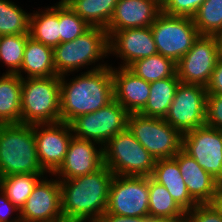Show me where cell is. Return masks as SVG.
Listing matches in <instances>:
<instances>
[{"mask_svg": "<svg viewBox=\"0 0 222 222\" xmlns=\"http://www.w3.org/2000/svg\"><path fill=\"white\" fill-rule=\"evenodd\" d=\"M113 177L103 165L93 173L59 180L64 222L97 221L106 212Z\"/></svg>", "mask_w": 222, "mask_h": 222, "instance_id": "cell-1", "label": "cell"}, {"mask_svg": "<svg viewBox=\"0 0 222 222\" xmlns=\"http://www.w3.org/2000/svg\"><path fill=\"white\" fill-rule=\"evenodd\" d=\"M65 76L69 75L60 76L61 122L69 124L76 117L95 112L114 100L111 65L86 71L70 81Z\"/></svg>", "mask_w": 222, "mask_h": 222, "instance_id": "cell-2", "label": "cell"}, {"mask_svg": "<svg viewBox=\"0 0 222 222\" xmlns=\"http://www.w3.org/2000/svg\"><path fill=\"white\" fill-rule=\"evenodd\" d=\"M23 173L46 174L38 159L34 124H0V177Z\"/></svg>", "mask_w": 222, "mask_h": 222, "instance_id": "cell-3", "label": "cell"}, {"mask_svg": "<svg viewBox=\"0 0 222 222\" xmlns=\"http://www.w3.org/2000/svg\"><path fill=\"white\" fill-rule=\"evenodd\" d=\"M108 35L106 29L100 27H90L86 32L76 39L60 43L53 49L54 67L56 74L61 76L68 73H74L90 66L94 67L88 71L105 68L109 64H97L99 60L108 56ZM96 65V66H95ZM79 69V70H78Z\"/></svg>", "mask_w": 222, "mask_h": 222, "instance_id": "cell-4", "label": "cell"}, {"mask_svg": "<svg viewBox=\"0 0 222 222\" xmlns=\"http://www.w3.org/2000/svg\"><path fill=\"white\" fill-rule=\"evenodd\" d=\"M60 76L22 78L21 123L61 122Z\"/></svg>", "mask_w": 222, "mask_h": 222, "instance_id": "cell-5", "label": "cell"}, {"mask_svg": "<svg viewBox=\"0 0 222 222\" xmlns=\"http://www.w3.org/2000/svg\"><path fill=\"white\" fill-rule=\"evenodd\" d=\"M104 165L122 176H151L156 160L128 128L112 137L104 146Z\"/></svg>", "mask_w": 222, "mask_h": 222, "instance_id": "cell-6", "label": "cell"}, {"mask_svg": "<svg viewBox=\"0 0 222 222\" xmlns=\"http://www.w3.org/2000/svg\"><path fill=\"white\" fill-rule=\"evenodd\" d=\"M127 128L155 160L173 158L182 149V134L164 118L132 113Z\"/></svg>", "mask_w": 222, "mask_h": 222, "instance_id": "cell-7", "label": "cell"}, {"mask_svg": "<svg viewBox=\"0 0 222 222\" xmlns=\"http://www.w3.org/2000/svg\"><path fill=\"white\" fill-rule=\"evenodd\" d=\"M158 54L177 63L191 48L199 33L192 17L161 12L150 26Z\"/></svg>", "mask_w": 222, "mask_h": 222, "instance_id": "cell-8", "label": "cell"}, {"mask_svg": "<svg viewBox=\"0 0 222 222\" xmlns=\"http://www.w3.org/2000/svg\"><path fill=\"white\" fill-rule=\"evenodd\" d=\"M128 116L127 110L113 100L95 112L76 117L69 124L74 137L95 141L104 146L127 128Z\"/></svg>", "mask_w": 222, "mask_h": 222, "instance_id": "cell-9", "label": "cell"}, {"mask_svg": "<svg viewBox=\"0 0 222 222\" xmlns=\"http://www.w3.org/2000/svg\"><path fill=\"white\" fill-rule=\"evenodd\" d=\"M149 177L114 175L109 187L106 213L149 217Z\"/></svg>", "mask_w": 222, "mask_h": 222, "instance_id": "cell-10", "label": "cell"}, {"mask_svg": "<svg viewBox=\"0 0 222 222\" xmlns=\"http://www.w3.org/2000/svg\"><path fill=\"white\" fill-rule=\"evenodd\" d=\"M207 89L180 82L164 120L182 135L206 124Z\"/></svg>", "mask_w": 222, "mask_h": 222, "instance_id": "cell-11", "label": "cell"}, {"mask_svg": "<svg viewBox=\"0 0 222 222\" xmlns=\"http://www.w3.org/2000/svg\"><path fill=\"white\" fill-rule=\"evenodd\" d=\"M220 59L217 36L199 35L192 48L176 63L180 82L207 87Z\"/></svg>", "mask_w": 222, "mask_h": 222, "instance_id": "cell-12", "label": "cell"}, {"mask_svg": "<svg viewBox=\"0 0 222 222\" xmlns=\"http://www.w3.org/2000/svg\"><path fill=\"white\" fill-rule=\"evenodd\" d=\"M182 150L222 184V131L208 125L182 135Z\"/></svg>", "mask_w": 222, "mask_h": 222, "instance_id": "cell-13", "label": "cell"}, {"mask_svg": "<svg viewBox=\"0 0 222 222\" xmlns=\"http://www.w3.org/2000/svg\"><path fill=\"white\" fill-rule=\"evenodd\" d=\"M37 154L41 167L49 175L62 164L73 137L66 122L34 124Z\"/></svg>", "mask_w": 222, "mask_h": 222, "instance_id": "cell-14", "label": "cell"}, {"mask_svg": "<svg viewBox=\"0 0 222 222\" xmlns=\"http://www.w3.org/2000/svg\"><path fill=\"white\" fill-rule=\"evenodd\" d=\"M19 216L21 222H64L59 180L43 177L34 187Z\"/></svg>", "mask_w": 222, "mask_h": 222, "instance_id": "cell-15", "label": "cell"}, {"mask_svg": "<svg viewBox=\"0 0 222 222\" xmlns=\"http://www.w3.org/2000/svg\"><path fill=\"white\" fill-rule=\"evenodd\" d=\"M103 165L104 153L101 144L73 136L62 164L52 175L58 180H69L93 173Z\"/></svg>", "mask_w": 222, "mask_h": 222, "instance_id": "cell-16", "label": "cell"}, {"mask_svg": "<svg viewBox=\"0 0 222 222\" xmlns=\"http://www.w3.org/2000/svg\"><path fill=\"white\" fill-rule=\"evenodd\" d=\"M108 46L109 56L123 60L119 67H129L136 60L158 54L150 26L116 31L108 38Z\"/></svg>", "mask_w": 222, "mask_h": 222, "instance_id": "cell-17", "label": "cell"}, {"mask_svg": "<svg viewBox=\"0 0 222 222\" xmlns=\"http://www.w3.org/2000/svg\"><path fill=\"white\" fill-rule=\"evenodd\" d=\"M162 12L157 0H118L106 28L108 38L116 31L149 27Z\"/></svg>", "mask_w": 222, "mask_h": 222, "instance_id": "cell-18", "label": "cell"}, {"mask_svg": "<svg viewBox=\"0 0 222 222\" xmlns=\"http://www.w3.org/2000/svg\"><path fill=\"white\" fill-rule=\"evenodd\" d=\"M114 100L129 114L139 113L150 95V83L138 77L128 67H112Z\"/></svg>", "mask_w": 222, "mask_h": 222, "instance_id": "cell-19", "label": "cell"}, {"mask_svg": "<svg viewBox=\"0 0 222 222\" xmlns=\"http://www.w3.org/2000/svg\"><path fill=\"white\" fill-rule=\"evenodd\" d=\"M178 163L190 196L198 203H210L220 183L182 149L173 157Z\"/></svg>", "mask_w": 222, "mask_h": 222, "instance_id": "cell-20", "label": "cell"}, {"mask_svg": "<svg viewBox=\"0 0 222 222\" xmlns=\"http://www.w3.org/2000/svg\"><path fill=\"white\" fill-rule=\"evenodd\" d=\"M150 177L163 185L185 212L192 210L198 204L190 196L178 163L173 158L156 160Z\"/></svg>", "mask_w": 222, "mask_h": 222, "instance_id": "cell-21", "label": "cell"}, {"mask_svg": "<svg viewBox=\"0 0 222 222\" xmlns=\"http://www.w3.org/2000/svg\"><path fill=\"white\" fill-rule=\"evenodd\" d=\"M23 73H27V75L23 77ZM17 74L21 78L50 77L57 75L54 67L53 48L29 37L24 50L23 62Z\"/></svg>", "mask_w": 222, "mask_h": 222, "instance_id": "cell-22", "label": "cell"}, {"mask_svg": "<svg viewBox=\"0 0 222 222\" xmlns=\"http://www.w3.org/2000/svg\"><path fill=\"white\" fill-rule=\"evenodd\" d=\"M22 78L18 74L0 76V124L21 123Z\"/></svg>", "mask_w": 222, "mask_h": 222, "instance_id": "cell-23", "label": "cell"}, {"mask_svg": "<svg viewBox=\"0 0 222 222\" xmlns=\"http://www.w3.org/2000/svg\"><path fill=\"white\" fill-rule=\"evenodd\" d=\"M39 10L31 13L29 36L54 49L60 44L59 2Z\"/></svg>", "mask_w": 222, "mask_h": 222, "instance_id": "cell-24", "label": "cell"}, {"mask_svg": "<svg viewBox=\"0 0 222 222\" xmlns=\"http://www.w3.org/2000/svg\"><path fill=\"white\" fill-rule=\"evenodd\" d=\"M149 218L166 222H184L186 212L168 190L149 176Z\"/></svg>", "mask_w": 222, "mask_h": 222, "instance_id": "cell-25", "label": "cell"}, {"mask_svg": "<svg viewBox=\"0 0 222 222\" xmlns=\"http://www.w3.org/2000/svg\"><path fill=\"white\" fill-rule=\"evenodd\" d=\"M179 83L178 77H168L150 83V95L139 114L147 117L165 118Z\"/></svg>", "mask_w": 222, "mask_h": 222, "instance_id": "cell-26", "label": "cell"}, {"mask_svg": "<svg viewBox=\"0 0 222 222\" xmlns=\"http://www.w3.org/2000/svg\"><path fill=\"white\" fill-rule=\"evenodd\" d=\"M91 27L106 29L118 0H63Z\"/></svg>", "mask_w": 222, "mask_h": 222, "instance_id": "cell-27", "label": "cell"}, {"mask_svg": "<svg viewBox=\"0 0 222 222\" xmlns=\"http://www.w3.org/2000/svg\"><path fill=\"white\" fill-rule=\"evenodd\" d=\"M43 177L44 175L30 173L0 177V190L21 211L34 187Z\"/></svg>", "mask_w": 222, "mask_h": 222, "instance_id": "cell-28", "label": "cell"}, {"mask_svg": "<svg viewBox=\"0 0 222 222\" xmlns=\"http://www.w3.org/2000/svg\"><path fill=\"white\" fill-rule=\"evenodd\" d=\"M128 68L149 83L168 77H178L176 63L161 54L136 60Z\"/></svg>", "mask_w": 222, "mask_h": 222, "instance_id": "cell-29", "label": "cell"}, {"mask_svg": "<svg viewBox=\"0 0 222 222\" xmlns=\"http://www.w3.org/2000/svg\"><path fill=\"white\" fill-rule=\"evenodd\" d=\"M30 16L11 0H0V36L29 34Z\"/></svg>", "mask_w": 222, "mask_h": 222, "instance_id": "cell-30", "label": "cell"}, {"mask_svg": "<svg viewBox=\"0 0 222 222\" xmlns=\"http://www.w3.org/2000/svg\"><path fill=\"white\" fill-rule=\"evenodd\" d=\"M192 18L199 35L218 36L222 32V0H205Z\"/></svg>", "mask_w": 222, "mask_h": 222, "instance_id": "cell-31", "label": "cell"}, {"mask_svg": "<svg viewBox=\"0 0 222 222\" xmlns=\"http://www.w3.org/2000/svg\"><path fill=\"white\" fill-rule=\"evenodd\" d=\"M29 37V34L0 36V61L8 67L6 73L17 74L20 71Z\"/></svg>", "mask_w": 222, "mask_h": 222, "instance_id": "cell-32", "label": "cell"}, {"mask_svg": "<svg viewBox=\"0 0 222 222\" xmlns=\"http://www.w3.org/2000/svg\"><path fill=\"white\" fill-rule=\"evenodd\" d=\"M59 25L60 43L76 39L91 27L69 8L63 0L59 1Z\"/></svg>", "mask_w": 222, "mask_h": 222, "instance_id": "cell-33", "label": "cell"}, {"mask_svg": "<svg viewBox=\"0 0 222 222\" xmlns=\"http://www.w3.org/2000/svg\"><path fill=\"white\" fill-rule=\"evenodd\" d=\"M205 0H165L162 12L171 16L193 17Z\"/></svg>", "mask_w": 222, "mask_h": 222, "instance_id": "cell-34", "label": "cell"}, {"mask_svg": "<svg viewBox=\"0 0 222 222\" xmlns=\"http://www.w3.org/2000/svg\"><path fill=\"white\" fill-rule=\"evenodd\" d=\"M206 125L222 131V94H207Z\"/></svg>", "mask_w": 222, "mask_h": 222, "instance_id": "cell-35", "label": "cell"}, {"mask_svg": "<svg viewBox=\"0 0 222 222\" xmlns=\"http://www.w3.org/2000/svg\"><path fill=\"white\" fill-rule=\"evenodd\" d=\"M184 222H222V215L210 204H197L186 212Z\"/></svg>", "mask_w": 222, "mask_h": 222, "instance_id": "cell-36", "label": "cell"}, {"mask_svg": "<svg viewBox=\"0 0 222 222\" xmlns=\"http://www.w3.org/2000/svg\"><path fill=\"white\" fill-rule=\"evenodd\" d=\"M13 212H17L12 219ZM19 210L9 201L5 194L0 190V222H21Z\"/></svg>", "mask_w": 222, "mask_h": 222, "instance_id": "cell-37", "label": "cell"}, {"mask_svg": "<svg viewBox=\"0 0 222 222\" xmlns=\"http://www.w3.org/2000/svg\"><path fill=\"white\" fill-rule=\"evenodd\" d=\"M207 93L222 94V58L218 60L212 73L210 83L206 87Z\"/></svg>", "mask_w": 222, "mask_h": 222, "instance_id": "cell-38", "label": "cell"}, {"mask_svg": "<svg viewBox=\"0 0 222 222\" xmlns=\"http://www.w3.org/2000/svg\"><path fill=\"white\" fill-rule=\"evenodd\" d=\"M149 220H150L149 217H130V216L115 215L112 213L104 212L97 221L98 222H148Z\"/></svg>", "mask_w": 222, "mask_h": 222, "instance_id": "cell-39", "label": "cell"}, {"mask_svg": "<svg viewBox=\"0 0 222 222\" xmlns=\"http://www.w3.org/2000/svg\"><path fill=\"white\" fill-rule=\"evenodd\" d=\"M210 204L222 215V184H220Z\"/></svg>", "mask_w": 222, "mask_h": 222, "instance_id": "cell-40", "label": "cell"}, {"mask_svg": "<svg viewBox=\"0 0 222 222\" xmlns=\"http://www.w3.org/2000/svg\"><path fill=\"white\" fill-rule=\"evenodd\" d=\"M220 46V57L222 58V32L217 36Z\"/></svg>", "mask_w": 222, "mask_h": 222, "instance_id": "cell-41", "label": "cell"}, {"mask_svg": "<svg viewBox=\"0 0 222 222\" xmlns=\"http://www.w3.org/2000/svg\"><path fill=\"white\" fill-rule=\"evenodd\" d=\"M148 222H166V221H163V220H149Z\"/></svg>", "mask_w": 222, "mask_h": 222, "instance_id": "cell-42", "label": "cell"}, {"mask_svg": "<svg viewBox=\"0 0 222 222\" xmlns=\"http://www.w3.org/2000/svg\"><path fill=\"white\" fill-rule=\"evenodd\" d=\"M161 5L165 2V0H157Z\"/></svg>", "mask_w": 222, "mask_h": 222, "instance_id": "cell-43", "label": "cell"}, {"mask_svg": "<svg viewBox=\"0 0 222 222\" xmlns=\"http://www.w3.org/2000/svg\"><path fill=\"white\" fill-rule=\"evenodd\" d=\"M81 222H98V221H81Z\"/></svg>", "mask_w": 222, "mask_h": 222, "instance_id": "cell-44", "label": "cell"}]
</instances>
